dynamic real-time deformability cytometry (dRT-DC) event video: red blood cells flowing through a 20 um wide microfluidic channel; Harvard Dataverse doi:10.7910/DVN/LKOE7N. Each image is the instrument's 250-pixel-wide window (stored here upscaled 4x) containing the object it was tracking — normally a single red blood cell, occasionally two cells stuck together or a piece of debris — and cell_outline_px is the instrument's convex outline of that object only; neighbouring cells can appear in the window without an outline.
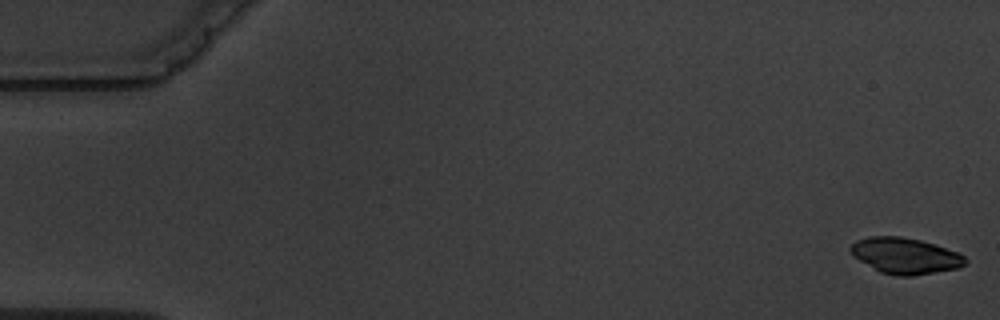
{"species": "common noctule bat (a hibernating species)", "species_latin": "Nyctalus noctula", "temperature_condition": "warm", "stored_images_in_passage": 6, "camera_frame_rate_fps": 3000, "um_per_image_px": 0.085, "animal": {"sex": "male", "body_mass_g": 19.5, "forearm_length_mm": 54.6}, "frame": {"image": 1, "passage_image": 1, "time_ms": 0.0, "image_size_px": [1000, 320], "cell_outline_px": [[968, 260], [960, 268], [912, 276], [896, 276], [880, 272], [852, 256], [848, 248], [856, 240], [868, 236], [900, 236], [920, 240], [960, 252]], "centroid_in_image_um": [76.93, 21.74], "position_along_channel_um": 8.1, "area_um2": 24.28}}
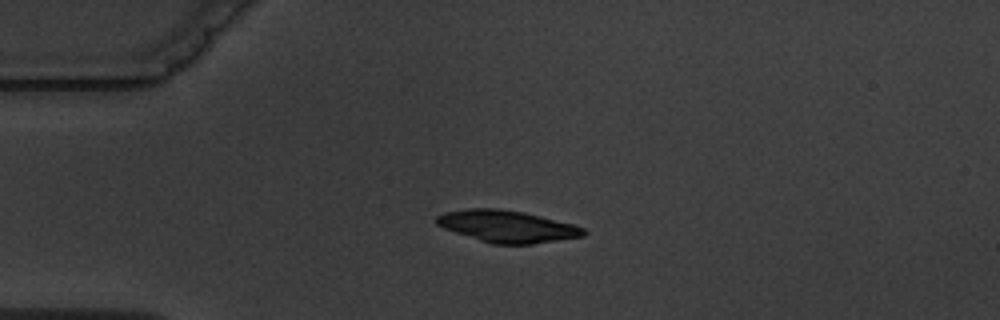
{"frame": {"image": 2, "passage_image": 5, "time_ms": 4.333, "image_size_px": [1000, 320], "cell_outline_px": [[588, 232], [584, 236], [532, 244], [492, 244], [444, 228], [436, 224], [436, 216], [444, 212], [468, 208], [500, 208], [524, 212], [572, 224], [584, 228]], "centroid_in_image_um": [43.11, 19.23], "position_along_channel_um": 41.9, "area_um2": 27.22}}
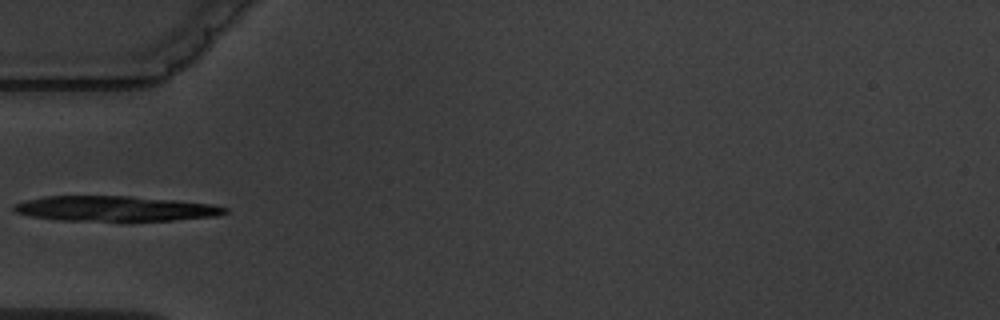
{"frame": {"image": 3, "passage_image": 6, "time_ms": 6.0, "image_size_px": [1000, 320], "cell_outline_px": [[228, 212], [216, 216], [172, 220], [56, 220], [32, 216], [16, 212], [12, 208], [12, 204], [24, 200], [44, 196], [132, 196], [176, 200], [212, 204], [228, 208]], "centroid_in_image_um": [9.75, 17.72], "position_along_channel_um": 75.2, "area_um2": 30.81}}